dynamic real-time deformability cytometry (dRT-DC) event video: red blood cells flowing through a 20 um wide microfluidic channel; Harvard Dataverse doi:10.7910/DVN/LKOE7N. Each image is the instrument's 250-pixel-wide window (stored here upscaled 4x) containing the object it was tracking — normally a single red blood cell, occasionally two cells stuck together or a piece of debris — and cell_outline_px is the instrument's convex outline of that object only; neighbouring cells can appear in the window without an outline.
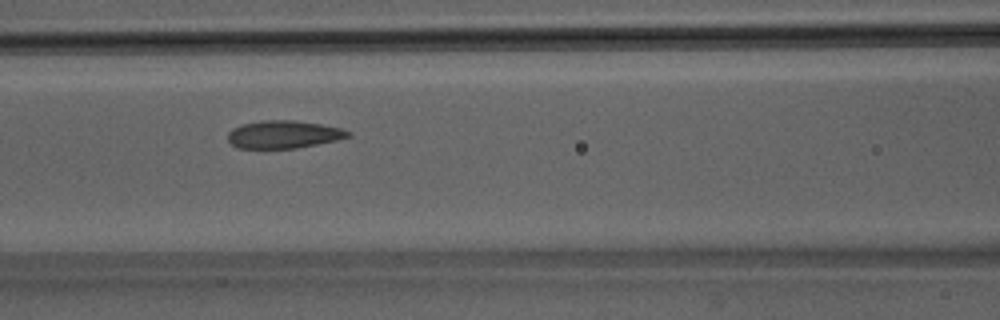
{"species": "Egyptian fruit bat (a non-hibernating species)", "species_latin": "Rousettus aegyptiacus", "temperature_condition": "room temperature", "stored_images_in_passage": 29, "camera_frame_rate_fps": 3000, "um_per_image_px": 0.085, "animal": {"sex": "male"}, "frame": {"image": 1, "passage_image": 6, "time_ms": 1.667, "image_size_px": [1000, 320], "cell_outline_px": [[352, 136], [336, 140], [296, 148], [236, 148], [228, 140], [228, 132], [232, 128], [240, 124], [260, 120], [296, 120], [320, 124], [340, 128], [352, 132]], "centroid_in_image_um": [24.08, 11.41], "position_along_channel_um": 142.5, "area_um2": 19.54}}
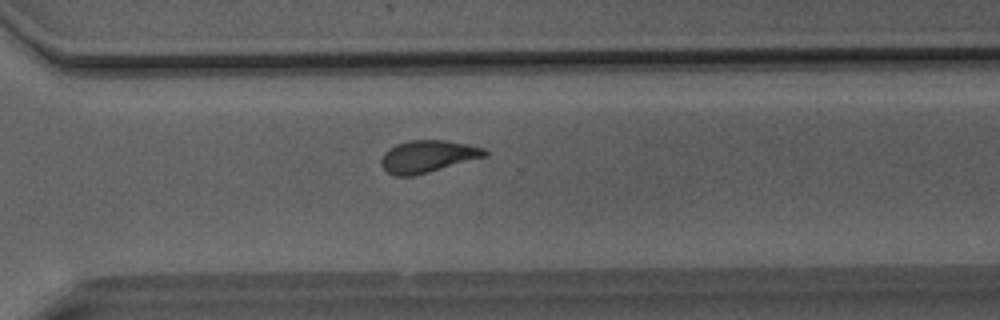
{"frame": {"image": 2, "passage_image": 20, "time_ms": 6.333, "image_size_px": [1000, 320], "cell_outline_px": [[488, 156], [428, 172], [412, 176], [396, 176], [388, 172], [380, 164], [380, 160], [384, 152], [396, 144], [412, 140], [448, 140], [468, 144], [484, 148], [488, 152]], "centroid_in_image_um": [36.37, 13.28], "position_along_channel_um": 334.2, "area_um2": 19.42}}
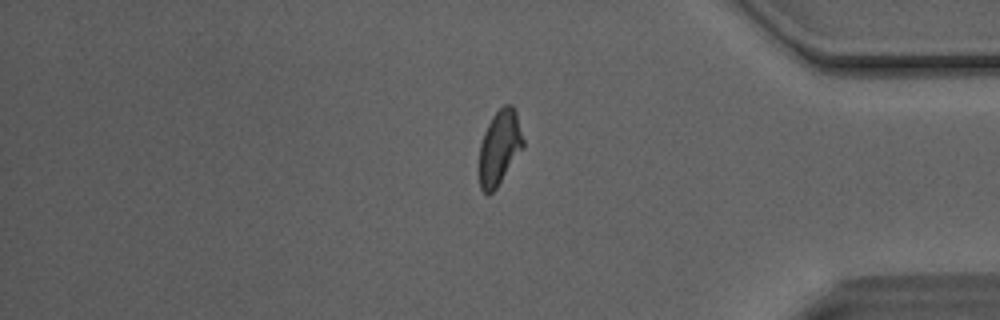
{"frame": {"image": 3, "passage_image": 26, "time_ms": 8.333, "image_size_px": [1000, 320], "cell_outline_px": [[524, 148], [496, 188], [488, 196], [480, 188], [480, 144], [484, 132], [492, 116], [504, 104], [512, 104], [516, 112], [524, 140]], "centroid_in_image_um": [42.48, 12.53], "position_along_channel_um": 392.7, "area_um2": 19.07}, "authors_computed_cell_mechanics": {"area_um2": 19.4208, "velocity_mm_per_s": 4.1087, "shape_relaxation_time_tau1_ms": 5.1567, "shape_relaxation_time_tau2_ms": 1.1877, "deformation_change_tau1": 0.1679, "deformation_change_tau2": 0.0618}}